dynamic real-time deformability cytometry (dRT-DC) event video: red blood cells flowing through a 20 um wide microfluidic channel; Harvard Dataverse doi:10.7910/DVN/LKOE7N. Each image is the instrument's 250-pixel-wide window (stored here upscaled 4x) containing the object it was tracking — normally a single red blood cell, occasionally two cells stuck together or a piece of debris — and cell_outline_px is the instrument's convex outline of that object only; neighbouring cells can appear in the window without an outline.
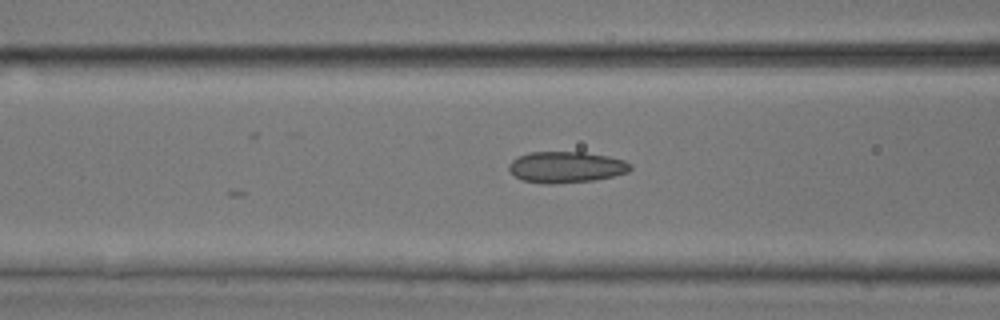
{"species": "common noctule bat (a hibernating species)", "species_latin": "Nyctalus noctula", "temperature_condition": "room temperature", "stored_images_in_passage": 36, "camera_frame_rate_fps": 3000, "um_per_image_px": 0.085, "animal": {"sex": "male", "body_mass_g": 17.9, "forearm_length_mm": 54.2}, "frame": {"image": 1, "passage_image": 20, "time_ms": 6.333, "image_size_px": [1000, 320], "cell_outline_px": [[632, 168], [628, 172], [596, 180], [556, 184], [544, 184], [520, 180], [508, 168], [508, 164], [516, 156], [528, 152], [584, 152], [608, 156], [624, 160], [632, 164]], "centroid_in_image_um": [48.1, 14.21], "position_along_channel_um": 118.5, "area_um2": 22.37}}